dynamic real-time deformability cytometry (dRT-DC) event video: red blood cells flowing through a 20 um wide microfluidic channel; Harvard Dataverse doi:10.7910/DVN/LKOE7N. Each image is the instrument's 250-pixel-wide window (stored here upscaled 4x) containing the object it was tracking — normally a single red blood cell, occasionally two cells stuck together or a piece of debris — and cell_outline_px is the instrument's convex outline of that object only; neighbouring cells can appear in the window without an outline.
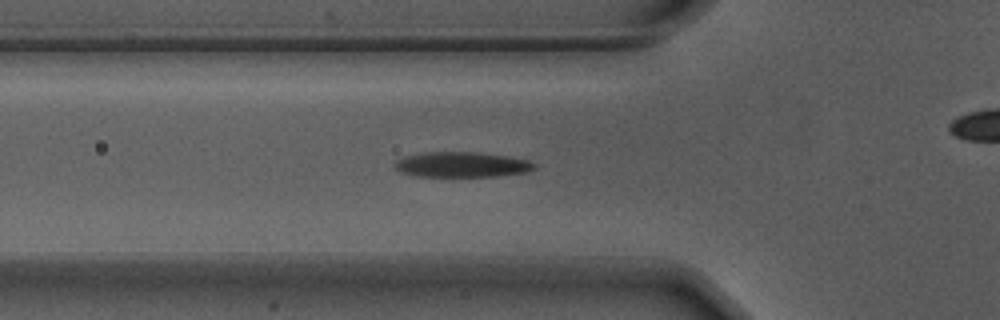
{"species": "Egyptian fruit bat (a non-hibernating species)", "species_latin": "Rousettus aegyptiacus", "temperature_condition": "warm", "stored_images_in_passage": 26, "camera_frame_rate_fps": 3000, "um_per_image_px": 0.085, "animal": {"sex": "male"}, "frame": {"image": 1, "passage_image": 15, "time_ms": 4.667, "image_size_px": [1000, 320], "cell_outline_px": [[536, 168], [524, 172], [500, 176], [412, 176], [400, 172], [392, 164], [396, 160], [404, 156], [424, 152], [480, 152], [508, 156], [528, 160], [536, 164]], "centroid_in_image_um": [39.22, 13.98], "position_along_channel_um": 86.6, "area_um2": 20.69}}
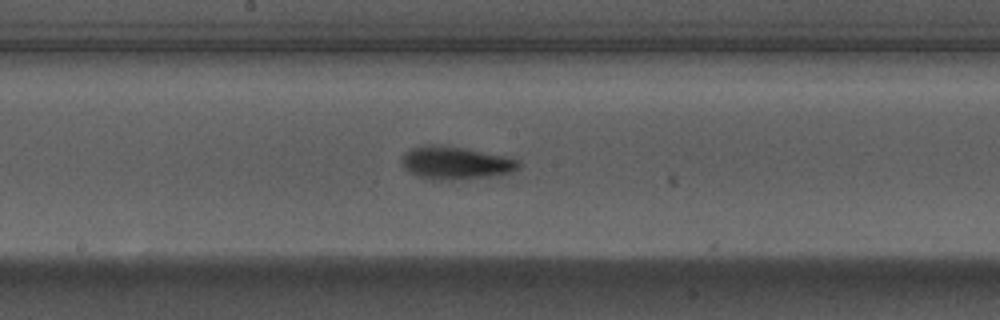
{"frame": {"image": 2, "passage_image": 25, "time_ms": 8.0, "image_size_px": [1000, 320], "cell_outline_px": [[520, 168], [512, 172], [500, 176], [452, 180], [432, 180], [420, 176], [404, 168], [404, 152], [412, 148], [424, 144], [440, 144], [464, 148], [500, 156], [516, 160], [520, 164]], "centroid_in_image_um": [38.74, 13.86], "position_along_channel_um": 209.5, "area_um2": 22.2}}